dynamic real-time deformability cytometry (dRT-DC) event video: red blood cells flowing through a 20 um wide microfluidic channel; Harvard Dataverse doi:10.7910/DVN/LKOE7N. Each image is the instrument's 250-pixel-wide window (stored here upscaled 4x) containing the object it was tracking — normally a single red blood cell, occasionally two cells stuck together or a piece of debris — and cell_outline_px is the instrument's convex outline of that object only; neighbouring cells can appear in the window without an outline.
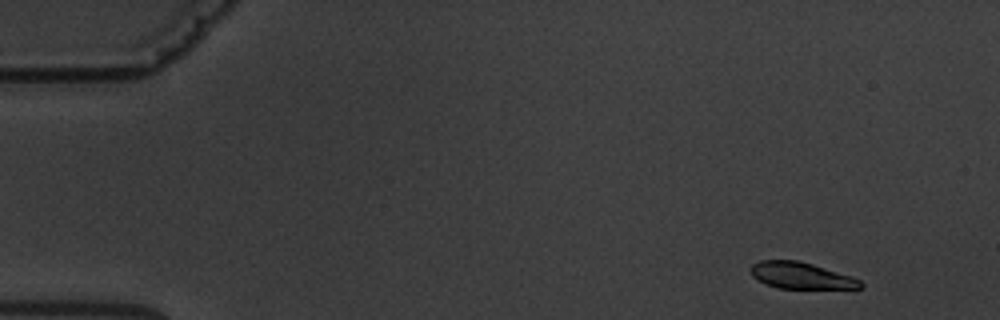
{"species": "common noctule bat (a hibernating species)", "species_latin": "Nyctalus noctula", "temperature_condition": "warm", "stored_images_in_passage": 5, "camera_frame_rate_fps": 3000, "um_per_image_px": 0.085, "animal": {"sex": "male", "body_mass_g": 19.5, "forearm_length_mm": 54.6}, "frame": {"image": 1, "passage_image": 1, "time_ms": 0.0, "image_size_px": [1000, 320], "cell_outline_px": [[864, 284], [860, 288], [780, 288], [768, 284], [752, 276], [748, 268], [752, 264], [760, 260], [796, 260], [812, 264], [852, 276], [860, 280]], "centroid_in_image_um": [68.07, 23.41], "position_along_channel_um": 16.9, "area_um2": 16.76}}